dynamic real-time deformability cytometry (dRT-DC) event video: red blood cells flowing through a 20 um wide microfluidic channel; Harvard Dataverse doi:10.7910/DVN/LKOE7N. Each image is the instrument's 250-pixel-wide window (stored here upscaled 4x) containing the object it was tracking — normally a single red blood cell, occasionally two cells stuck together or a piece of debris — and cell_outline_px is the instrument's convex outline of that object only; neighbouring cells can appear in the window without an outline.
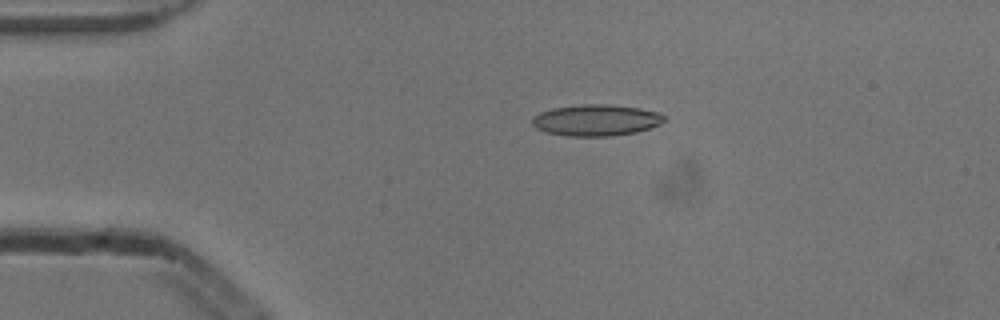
{"species": "common noctule bat (a hibernating species)", "species_latin": "Nyctalus noctula", "temperature_condition": "cold", "stored_images_in_passage": 5, "camera_frame_rate_fps": 3000, "um_per_image_px": 0.085, "animal": {"sex": "male", "body_mass_g": 13.3}, "frame": {"image": 1, "passage_image": 4, "time_ms": 1.0, "image_size_px": [1000, 320], "cell_outline_px": [[664, 120], [660, 124], [636, 132], [612, 136], [564, 136], [544, 132], [536, 128], [532, 124], [532, 116], [540, 112], [552, 108], [580, 104], [608, 104], [640, 108], [660, 112], [664, 116]], "centroid_in_image_um": [50.63, 10.21], "position_along_channel_um": 34.4, "area_um2": 24.33}}